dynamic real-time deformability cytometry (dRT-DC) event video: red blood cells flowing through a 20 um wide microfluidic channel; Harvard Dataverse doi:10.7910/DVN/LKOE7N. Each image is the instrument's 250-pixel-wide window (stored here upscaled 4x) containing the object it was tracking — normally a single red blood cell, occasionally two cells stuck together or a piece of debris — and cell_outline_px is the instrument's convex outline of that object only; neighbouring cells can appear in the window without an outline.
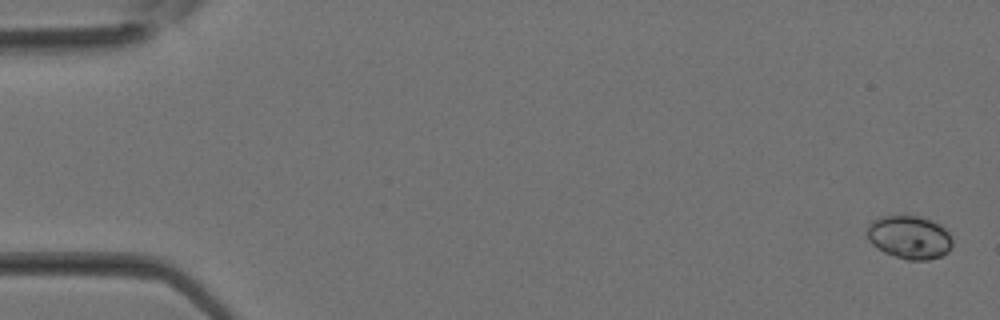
{"species": "Egyptian fruit bat (a non-hibernating species)", "species_latin": "Rousettus aegyptiacus", "temperature_condition": "room temperature", "stored_images_in_passage": 9, "camera_frame_rate_fps": 3000, "um_per_image_px": 0.085, "animal": {"sex": "female"}, "frame": {"image": 1, "passage_image": 1, "time_ms": 0.0, "image_size_px": [1000, 320], "cell_outline_px": [[952, 244], [948, 252], [940, 256], [928, 260], [908, 260], [884, 252], [872, 244], [868, 240], [868, 224], [872, 220], [880, 216], [920, 216], [932, 220], [940, 224], [948, 232], [952, 240]], "centroid_in_image_um": [77.3, 20.16], "position_along_channel_um": 7.7, "area_um2": 21.5}}